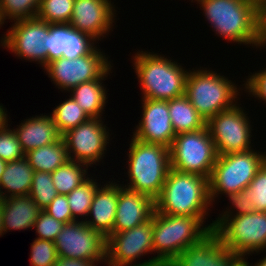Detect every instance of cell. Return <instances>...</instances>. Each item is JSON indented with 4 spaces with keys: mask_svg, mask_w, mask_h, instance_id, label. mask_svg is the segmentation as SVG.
<instances>
[{
    "mask_svg": "<svg viewBox=\"0 0 266 266\" xmlns=\"http://www.w3.org/2000/svg\"><path fill=\"white\" fill-rule=\"evenodd\" d=\"M212 206L208 178L170 168L155 211L162 214L206 217Z\"/></svg>",
    "mask_w": 266,
    "mask_h": 266,
    "instance_id": "1",
    "label": "cell"
},
{
    "mask_svg": "<svg viewBox=\"0 0 266 266\" xmlns=\"http://www.w3.org/2000/svg\"><path fill=\"white\" fill-rule=\"evenodd\" d=\"M198 3L216 34L230 42L258 47L257 3L252 0H200Z\"/></svg>",
    "mask_w": 266,
    "mask_h": 266,
    "instance_id": "2",
    "label": "cell"
},
{
    "mask_svg": "<svg viewBox=\"0 0 266 266\" xmlns=\"http://www.w3.org/2000/svg\"><path fill=\"white\" fill-rule=\"evenodd\" d=\"M153 248L157 263L167 266L189 246L201 242L212 230L203 226L206 217L153 214ZM202 227V228H201Z\"/></svg>",
    "mask_w": 266,
    "mask_h": 266,
    "instance_id": "3",
    "label": "cell"
},
{
    "mask_svg": "<svg viewBox=\"0 0 266 266\" xmlns=\"http://www.w3.org/2000/svg\"><path fill=\"white\" fill-rule=\"evenodd\" d=\"M129 183L123 186L153 198L159 196L170 170L168 147L132 137L128 154Z\"/></svg>",
    "mask_w": 266,
    "mask_h": 266,
    "instance_id": "4",
    "label": "cell"
},
{
    "mask_svg": "<svg viewBox=\"0 0 266 266\" xmlns=\"http://www.w3.org/2000/svg\"><path fill=\"white\" fill-rule=\"evenodd\" d=\"M133 59L142 98L168 101L185 95L188 72L176 61L147 51L137 52Z\"/></svg>",
    "mask_w": 266,
    "mask_h": 266,
    "instance_id": "5",
    "label": "cell"
},
{
    "mask_svg": "<svg viewBox=\"0 0 266 266\" xmlns=\"http://www.w3.org/2000/svg\"><path fill=\"white\" fill-rule=\"evenodd\" d=\"M206 69L188 71L185 96L207 122L212 116L236 105L235 99L238 98L239 89L237 90L235 83L224 75Z\"/></svg>",
    "mask_w": 266,
    "mask_h": 266,
    "instance_id": "6",
    "label": "cell"
},
{
    "mask_svg": "<svg viewBox=\"0 0 266 266\" xmlns=\"http://www.w3.org/2000/svg\"><path fill=\"white\" fill-rule=\"evenodd\" d=\"M265 161V152L253 149L218 155L208 179L211 204L219 194L237 193L248 187Z\"/></svg>",
    "mask_w": 266,
    "mask_h": 266,
    "instance_id": "7",
    "label": "cell"
},
{
    "mask_svg": "<svg viewBox=\"0 0 266 266\" xmlns=\"http://www.w3.org/2000/svg\"><path fill=\"white\" fill-rule=\"evenodd\" d=\"M170 150V168L210 177L217 151L207 126L174 137Z\"/></svg>",
    "mask_w": 266,
    "mask_h": 266,
    "instance_id": "8",
    "label": "cell"
},
{
    "mask_svg": "<svg viewBox=\"0 0 266 266\" xmlns=\"http://www.w3.org/2000/svg\"><path fill=\"white\" fill-rule=\"evenodd\" d=\"M213 232L228 249L240 254L263 252L266 249V212H252L225 217Z\"/></svg>",
    "mask_w": 266,
    "mask_h": 266,
    "instance_id": "9",
    "label": "cell"
},
{
    "mask_svg": "<svg viewBox=\"0 0 266 266\" xmlns=\"http://www.w3.org/2000/svg\"><path fill=\"white\" fill-rule=\"evenodd\" d=\"M153 253V217L132 229L112 233L106 243L108 266H160L157 257L134 263L144 254ZM134 263V264H133ZM133 264V265H132Z\"/></svg>",
    "mask_w": 266,
    "mask_h": 266,
    "instance_id": "10",
    "label": "cell"
},
{
    "mask_svg": "<svg viewBox=\"0 0 266 266\" xmlns=\"http://www.w3.org/2000/svg\"><path fill=\"white\" fill-rule=\"evenodd\" d=\"M111 67L108 57L96 46L89 54L76 59L52 60L44 69L58 89L69 92L84 82L101 78Z\"/></svg>",
    "mask_w": 266,
    "mask_h": 266,
    "instance_id": "11",
    "label": "cell"
},
{
    "mask_svg": "<svg viewBox=\"0 0 266 266\" xmlns=\"http://www.w3.org/2000/svg\"><path fill=\"white\" fill-rule=\"evenodd\" d=\"M237 104L212 116L206 126L214 141L217 155L251 150L250 120Z\"/></svg>",
    "mask_w": 266,
    "mask_h": 266,
    "instance_id": "12",
    "label": "cell"
},
{
    "mask_svg": "<svg viewBox=\"0 0 266 266\" xmlns=\"http://www.w3.org/2000/svg\"><path fill=\"white\" fill-rule=\"evenodd\" d=\"M54 243L58 257L106 263L107 239L82 220L65 224Z\"/></svg>",
    "mask_w": 266,
    "mask_h": 266,
    "instance_id": "13",
    "label": "cell"
},
{
    "mask_svg": "<svg viewBox=\"0 0 266 266\" xmlns=\"http://www.w3.org/2000/svg\"><path fill=\"white\" fill-rule=\"evenodd\" d=\"M14 22L0 40L3 48L11 50L16 56L25 60L37 61V64L45 67L49 23L37 17Z\"/></svg>",
    "mask_w": 266,
    "mask_h": 266,
    "instance_id": "14",
    "label": "cell"
},
{
    "mask_svg": "<svg viewBox=\"0 0 266 266\" xmlns=\"http://www.w3.org/2000/svg\"><path fill=\"white\" fill-rule=\"evenodd\" d=\"M103 123L101 118H90L62 134L69 160L88 166L101 161L110 141L109 129Z\"/></svg>",
    "mask_w": 266,
    "mask_h": 266,
    "instance_id": "15",
    "label": "cell"
},
{
    "mask_svg": "<svg viewBox=\"0 0 266 266\" xmlns=\"http://www.w3.org/2000/svg\"><path fill=\"white\" fill-rule=\"evenodd\" d=\"M245 259L225 247L212 231L201 242L182 251L167 266H245Z\"/></svg>",
    "mask_w": 266,
    "mask_h": 266,
    "instance_id": "16",
    "label": "cell"
},
{
    "mask_svg": "<svg viewBox=\"0 0 266 266\" xmlns=\"http://www.w3.org/2000/svg\"><path fill=\"white\" fill-rule=\"evenodd\" d=\"M111 0H75L69 24L95 42L112 30L115 12Z\"/></svg>",
    "mask_w": 266,
    "mask_h": 266,
    "instance_id": "17",
    "label": "cell"
},
{
    "mask_svg": "<svg viewBox=\"0 0 266 266\" xmlns=\"http://www.w3.org/2000/svg\"><path fill=\"white\" fill-rule=\"evenodd\" d=\"M142 102V118L133 137L170 148L176 134L171 124L168 101L142 98Z\"/></svg>",
    "mask_w": 266,
    "mask_h": 266,
    "instance_id": "18",
    "label": "cell"
},
{
    "mask_svg": "<svg viewBox=\"0 0 266 266\" xmlns=\"http://www.w3.org/2000/svg\"><path fill=\"white\" fill-rule=\"evenodd\" d=\"M155 212V200L146 194L122 188L119 198L113 233L122 232L144 224L152 219Z\"/></svg>",
    "mask_w": 266,
    "mask_h": 266,
    "instance_id": "19",
    "label": "cell"
},
{
    "mask_svg": "<svg viewBox=\"0 0 266 266\" xmlns=\"http://www.w3.org/2000/svg\"><path fill=\"white\" fill-rule=\"evenodd\" d=\"M108 183L104 184V187L99 186L95 192L91 208L87 215L92 220L89 217L83 220L88 226L101 233L106 239L113 233L119 191L123 188V185L121 186L120 184L119 186L116 182L113 183L112 181Z\"/></svg>",
    "mask_w": 266,
    "mask_h": 266,
    "instance_id": "20",
    "label": "cell"
},
{
    "mask_svg": "<svg viewBox=\"0 0 266 266\" xmlns=\"http://www.w3.org/2000/svg\"><path fill=\"white\" fill-rule=\"evenodd\" d=\"M13 130L25 153L52 144L62 137L51 115L32 116Z\"/></svg>",
    "mask_w": 266,
    "mask_h": 266,
    "instance_id": "21",
    "label": "cell"
},
{
    "mask_svg": "<svg viewBox=\"0 0 266 266\" xmlns=\"http://www.w3.org/2000/svg\"><path fill=\"white\" fill-rule=\"evenodd\" d=\"M3 233L33 228L42 209L28 196L7 197L1 202Z\"/></svg>",
    "mask_w": 266,
    "mask_h": 266,
    "instance_id": "22",
    "label": "cell"
},
{
    "mask_svg": "<svg viewBox=\"0 0 266 266\" xmlns=\"http://www.w3.org/2000/svg\"><path fill=\"white\" fill-rule=\"evenodd\" d=\"M33 174L34 170L26 158L6 162L4 172L0 179V195L2 199L28 196L32 185ZM3 189H5L4 192Z\"/></svg>",
    "mask_w": 266,
    "mask_h": 266,
    "instance_id": "23",
    "label": "cell"
},
{
    "mask_svg": "<svg viewBox=\"0 0 266 266\" xmlns=\"http://www.w3.org/2000/svg\"><path fill=\"white\" fill-rule=\"evenodd\" d=\"M112 68H110L101 78L84 82L73 87L69 92L70 96L87 113L90 118H102L103 110L106 104L107 92L102 85L105 77L107 78Z\"/></svg>",
    "mask_w": 266,
    "mask_h": 266,
    "instance_id": "24",
    "label": "cell"
},
{
    "mask_svg": "<svg viewBox=\"0 0 266 266\" xmlns=\"http://www.w3.org/2000/svg\"><path fill=\"white\" fill-rule=\"evenodd\" d=\"M168 109L176 135L194 132L206 126V121L198 114L185 95L168 100Z\"/></svg>",
    "mask_w": 266,
    "mask_h": 266,
    "instance_id": "25",
    "label": "cell"
},
{
    "mask_svg": "<svg viewBox=\"0 0 266 266\" xmlns=\"http://www.w3.org/2000/svg\"><path fill=\"white\" fill-rule=\"evenodd\" d=\"M25 158L34 171L52 173L68 160V153L62 137L52 143L25 153Z\"/></svg>",
    "mask_w": 266,
    "mask_h": 266,
    "instance_id": "26",
    "label": "cell"
},
{
    "mask_svg": "<svg viewBox=\"0 0 266 266\" xmlns=\"http://www.w3.org/2000/svg\"><path fill=\"white\" fill-rule=\"evenodd\" d=\"M88 168L86 164L68 160L64 165L59 166L52 172L51 178L58 195H68L85 182L89 178L86 176Z\"/></svg>",
    "mask_w": 266,
    "mask_h": 266,
    "instance_id": "27",
    "label": "cell"
},
{
    "mask_svg": "<svg viewBox=\"0 0 266 266\" xmlns=\"http://www.w3.org/2000/svg\"><path fill=\"white\" fill-rule=\"evenodd\" d=\"M69 97L50 114L61 135L90 119L77 102L71 96Z\"/></svg>",
    "mask_w": 266,
    "mask_h": 266,
    "instance_id": "28",
    "label": "cell"
},
{
    "mask_svg": "<svg viewBox=\"0 0 266 266\" xmlns=\"http://www.w3.org/2000/svg\"><path fill=\"white\" fill-rule=\"evenodd\" d=\"M98 187L99 185L96 179L88 178L80 186L66 195L72 217L75 221L78 220V216H85L86 218Z\"/></svg>",
    "mask_w": 266,
    "mask_h": 266,
    "instance_id": "29",
    "label": "cell"
},
{
    "mask_svg": "<svg viewBox=\"0 0 266 266\" xmlns=\"http://www.w3.org/2000/svg\"><path fill=\"white\" fill-rule=\"evenodd\" d=\"M75 0H40L36 17L49 24H69Z\"/></svg>",
    "mask_w": 266,
    "mask_h": 266,
    "instance_id": "30",
    "label": "cell"
},
{
    "mask_svg": "<svg viewBox=\"0 0 266 266\" xmlns=\"http://www.w3.org/2000/svg\"><path fill=\"white\" fill-rule=\"evenodd\" d=\"M40 0H0V26L6 19L13 21L35 18Z\"/></svg>",
    "mask_w": 266,
    "mask_h": 266,
    "instance_id": "31",
    "label": "cell"
},
{
    "mask_svg": "<svg viewBox=\"0 0 266 266\" xmlns=\"http://www.w3.org/2000/svg\"><path fill=\"white\" fill-rule=\"evenodd\" d=\"M58 195L53 184L51 173L34 171L29 196L44 210Z\"/></svg>",
    "mask_w": 266,
    "mask_h": 266,
    "instance_id": "32",
    "label": "cell"
},
{
    "mask_svg": "<svg viewBox=\"0 0 266 266\" xmlns=\"http://www.w3.org/2000/svg\"><path fill=\"white\" fill-rule=\"evenodd\" d=\"M94 41L90 36L74 29L70 24H66V43L62 57L76 59L89 54L96 47Z\"/></svg>",
    "mask_w": 266,
    "mask_h": 266,
    "instance_id": "33",
    "label": "cell"
},
{
    "mask_svg": "<svg viewBox=\"0 0 266 266\" xmlns=\"http://www.w3.org/2000/svg\"><path fill=\"white\" fill-rule=\"evenodd\" d=\"M30 250V264L32 266H53L58 260L54 241L35 239Z\"/></svg>",
    "mask_w": 266,
    "mask_h": 266,
    "instance_id": "34",
    "label": "cell"
},
{
    "mask_svg": "<svg viewBox=\"0 0 266 266\" xmlns=\"http://www.w3.org/2000/svg\"><path fill=\"white\" fill-rule=\"evenodd\" d=\"M12 130L8 128V124L0 130V159L5 162L25 158V152Z\"/></svg>",
    "mask_w": 266,
    "mask_h": 266,
    "instance_id": "35",
    "label": "cell"
},
{
    "mask_svg": "<svg viewBox=\"0 0 266 266\" xmlns=\"http://www.w3.org/2000/svg\"><path fill=\"white\" fill-rule=\"evenodd\" d=\"M244 190L248 193V200L254 203L255 212H266V161Z\"/></svg>",
    "mask_w": 266,
    "mask_h": 266,
    "instance_id": "36",
    "label": "cell"
},
{
    "mask_svg": "<svg viewBox=\"0 0 266 266\" xmlns=\"http://www.w3.org/2000/svg\"><path fill=\"white\" fill-rule=\"evenodd\" d=\"M66 43V24H49L47 36V63L62 57Z\"/></svg>",
    "mask_w": 266,
    "mask_h": 266,
    "instance_id": "37",
    "label": "cell"
},
{
    "mask_svg": "<svg viewBox=\"0 0 266 266\" xmlns=\"http://www.w3.org/2000/svg\"><path fill=\"white\" fill-rule=\"evenodd\" d=\"M226 196L229 198L232 203V207L236 209V213L234 215L233 212L230 209H227L229 211H225L222 213L218 219L212 221L210 225H212V230L225 218V217H231V216H240L245 215L248 213L255 212V206L252 201H249L248 199V193L245 190L239 191L237 193H228ZM238 211V212H237Z\"/></svg>",
    "mask_w": 266,
    "mask_h": 266,
    "instance_id": "38",
    "label": "cell"
},
{
    "mask_svg": "<svg viewBox=\"0 0 266 266\" xmlns=\"http://www.w3.org/2000/svg\"><path fill=\"white\" fill-rule=\"evenodd\" d=\"M64 225L65 224L63 222L56 220L54 217L42 210L33 224V228L36 229V233L38 235L36 239L55 241Z\"/></svg>",
    "mask_w": 266,
    "mask_h": 266,
    "instance_id": "39",
    "label": "cell"
},
{
    "mask_svg": "<svg viewBox=\"0 0 266 266\" xmlns=\"http://www.w3.org/2000/svg\"><path fill=\"white\" fill-rule=\"evenodd\" d=\"M44 211L64 224L75 221L72 217L66 195H57Z\"/></svg>",
    "mask_w": 266,
    "mask_h": 266,
    "instance_id": "40",
    "label": "cell"
},
{
    "mask_svg": "<svg viewBox=\"0 0 266 266\" xmlns=\"http://www.w3.org/2000/svg\"><path fill=\"white\" fill-rule=\"evenodd\" d=\"M244 91L249 92V95L255 96L258 100L262 99L266 103V70H260L257 73L249 75L244 83Z\"/></svg>",
    "mask_w": 266,
    "mask_h": 266,
    "instance_id": "41",
    "label": "cell"
},
{
    "mask_svg": "<svg viewBox=\"0 0 266 266\" xmlns=\"http://www.w3.org/2000/svg\"><path fill=\"white\" fill-rule=\"evenodd\" d=\"M257 25L260 41L266 40V0L257 3Z\"/></svg>",
    "mask_w": 266,
    "mask_h": 266,
    "instance_id": "42",
    "label": "cell"
},
{
    "mask_svg": "<svg viewBox=\"0 0 266 266\" xmlns=\"http://www.w3.org/2000/svg\"><path fill=\"white\" fill-rule=\"evenodd\" d=\"M96 265L98 264L94 261L58 257L57 262L53 266H96Z\"/></svg>",
    "mask_w": 266,
    "mask_h": 266,
    "instance_id": "43",
    "label": "cell"
},
{
    "mask_svg": "<svg viewBox=\"0 0 266 266\" xmlns=\"http://www.w3.org/2000/svg\"><path fill=\"white\" fill-rule=\"evenodd\" d=\"M7 112L3 108V105H0V130L8 124Z\"/></svg>",
    "mask_w": 266,
    "mask_h": 266,
    "instance_id": "44",
    "label": "cell"
},
{
    "mask_svg": "<svg viewBox=\"0 0 266 266\" xmlns=\"http://www.w3.org/2000/svg\"><path fill=\"white\" fill-rule=\"evenodd\" d=\"M245 266H252V265H249V263L247 262V260H245ZM254 266H266V256L263 257V259H260L259 262H257L256 264H254Z\"/></svg>",
    "mask_w": 266,
    "mask_h": 266,
    "instance_id": "45",
    "label": "cell"
},
{
    "mask_svg": "<svg viewBox=\"0 0 266 266\" xmlns=\"http://www.w3.org/2000/svg\"><path fill=\"white\" fill-rule=\"evenodd\" d=\"M3 233V215H2V207L0 204V236H2Z\"/></svg>",
    "mask_w": 266,
    "mask_h": 266,
    "instance_id": "46",
    "label": "cell"
},
{
    "mask_svg": "<svg viewBox=\"0 0 266 266\" xmlns=\"http://www.w3.org/2000/svg\"><path fill=\"white\" fill-rule=\"evenodd\" d=\"M5 166H6V162L0 159V179H1L2 173L4 172Z\"/></svg>",
    "mask_w": 266,
    "mask_h": 266,
    "instance_id": "47",
    "label": "cell"
},
{
    "mask_svg": "<svg viewBox=\"0 0 266 266\" xmlns=\"http://www.w3.org/2000/svg\"><path fill=\"white\" fill-rule=\"evenodd\" d=\"M264 47V46H266V40H264V41H260V43L258 44V48H260V47Z\"/></svg>",
    "mask_w": 266,
    "mask_h": 266,
    "instance_id": "48",
    "label": "cell"
},
{
    "mask_svg": "<svg viewBox=\"0 0 266 266\" xmlns=\"http://www.w3.org/2000/svg\"><path fill=\"white\" fill-rule=\"evenodd\" d=\"M252 1H254L255 3H258L260 0H252Z\"/></svg>",
    "mask_w": 266,
    "mask_h": 266,
    "instance_id": "49",
    "label": "cell"
}]
</instances>
